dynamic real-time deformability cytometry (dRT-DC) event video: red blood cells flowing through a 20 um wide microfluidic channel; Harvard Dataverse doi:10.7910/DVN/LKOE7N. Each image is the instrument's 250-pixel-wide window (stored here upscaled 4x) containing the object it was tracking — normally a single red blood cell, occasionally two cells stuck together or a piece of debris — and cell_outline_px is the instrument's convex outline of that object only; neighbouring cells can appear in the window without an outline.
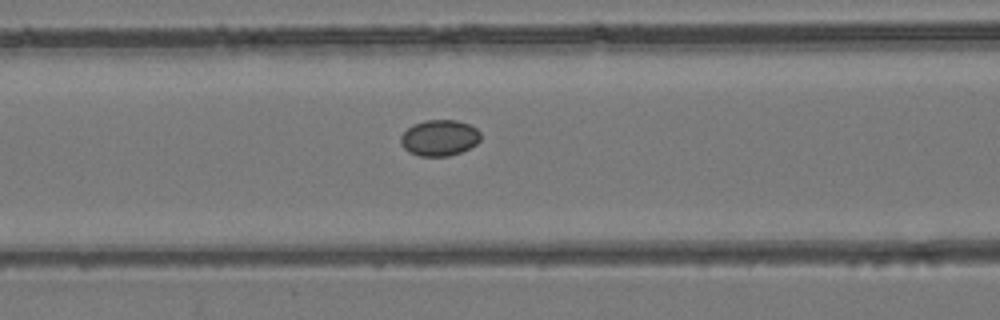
{"species": "common noctule bat (a hibernating species)", "species_latin": "Nyctalus noctula", "temperature_condition": "room temperature", "stored_images_in_passage": 32, "camera_frame_rate_fps": 3000, "um_per_image_px": 0.085, "animal": {"sex": "female", "body_mass_g": 24.6, "forearm_length_mm": 56.2}, "frame": {"image": 1, "passage_image": 5, "time_ms": 1.333, "image_size_px": [1000, 320], "cell_outline_px": [[480, 140], [476, 144], [460, 152], [448, 156], [420, 156], [408, 152], [400, 144], [400, 136], [412, 124], [424, 120], [456, 120], [468, 124], [476, 128], [480, 132]], "centroid_in_image_um": [37.32, 11.71], "position_along_channel_um": 129.3, "area_um2": 16.82}}
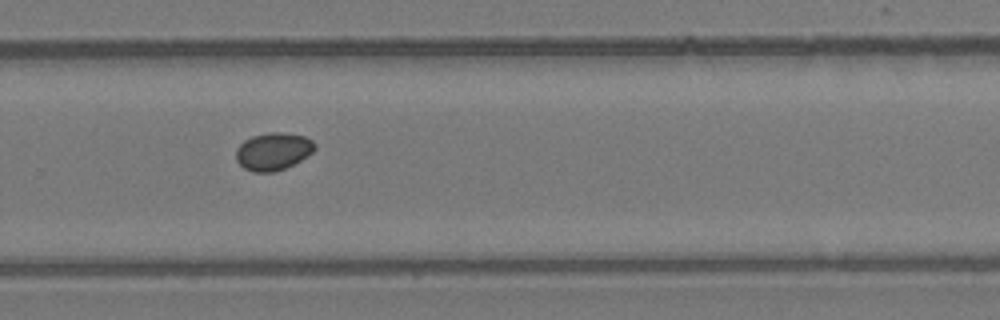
{"frame": {"image": 2, "passage_image": 17, "time_ms": 5.333, "image_size_px": [1000, 320], "cell_outline_px": [[316, 148], [312, 152], [300, 160], [284, 168], [272, 172], [252, 172], [244, 168], [236, 160], [236, 148], [244, 140], [252, 136], [268, 132], [280, 132], [304, 136], [312, 140], [316, 144]], "centroid_in_image_um": [23.2, 12.86], "position_along_channel_um": 306.6, "area_um2": 17.17}}
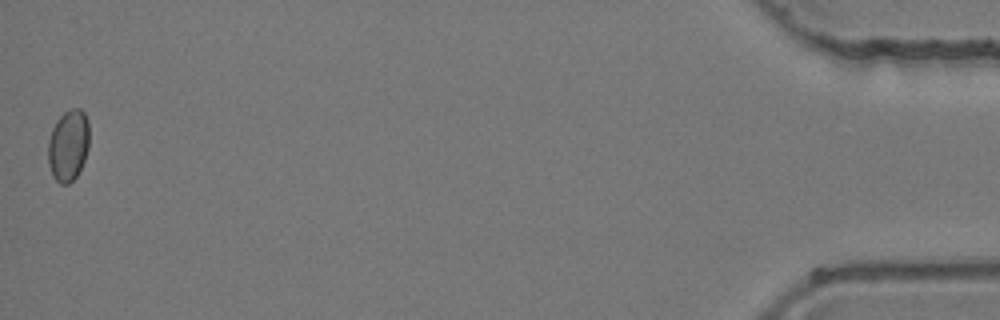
{"frame": {"image": 3, "passage_image": 32, "time_ms": 10.333, "image_size_px": [1000, 320], "cell_outline_px": [[88, 148], [84, 160], [76, 176], [68, 184], [60, 184], [52, 176], [48, 164], [48, 140], [52, 128], [56, 120], [64, 112], [72, 108], [80, 108], [84, 112], [88, 120]], "centroid_in_image_um": [5.79, 12.34], "position_along_channel_um": 429.4, "area_um2": 17.22}}